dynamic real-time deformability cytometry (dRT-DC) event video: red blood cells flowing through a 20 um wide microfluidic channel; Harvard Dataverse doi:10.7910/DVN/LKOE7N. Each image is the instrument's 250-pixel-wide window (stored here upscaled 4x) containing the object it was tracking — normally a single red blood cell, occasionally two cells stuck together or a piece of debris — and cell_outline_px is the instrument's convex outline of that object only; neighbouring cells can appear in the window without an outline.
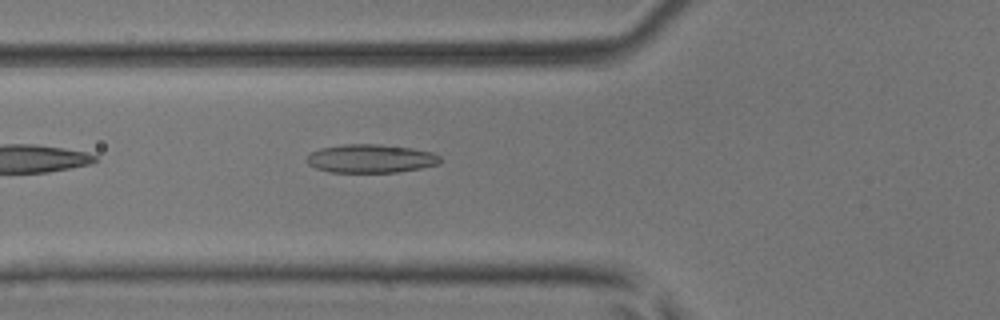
{"species": "common noctule bat (a hibernating species)", "species_latin": "Nyctalus noctula", "temperature_condition": "room temperature", "stored_images_in_passage": 36, "camera_frame_rate_fps": 3000, "um_per_image_px": 0.085, "animal": {"sex": "male", "body_mass_g": 17.9, "forearm_length_mm": 54.2}, "frame": {"image": 1, "passage_image": 4, "time_ms": 1.0, "image_size_px": [1000, 320], "cell_outline_px": [[440, 164], [420, 168], [396, 172], [328, 172], [316, 168], [308, 164], [304, 160], [312, 152], [320, 148], [340, 144], [380, 144], [412, 148], [432, 152], [440, 156]], "centroid_in_image_um": [31.49, 13.47], "position_along_channel_um": 94.3, "area_um2": 22.25}}
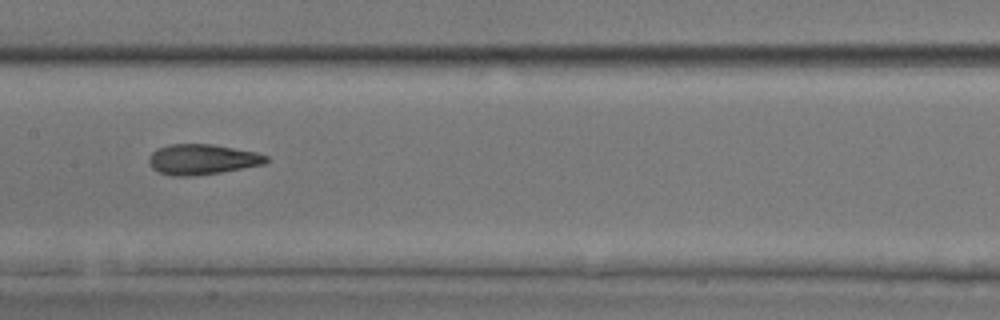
{"frame": {"image": 2, "passage_image": 11, "time_ms": 3.333, "image_size_px": [1000, 320], "cell_outline_px": [[268, 160], [264, 164], [220, 172], [192, 176], [172, 176], [160, 172], [152, 168], [148, 164], [148, 156], [156, 148], [168, 144], [212, 144], [256, 152], [268, 156]], "centroid_in_image_um": [17.14, 13.54], "position_along_channel_um": 190.3, "area_um2": 20.81}}
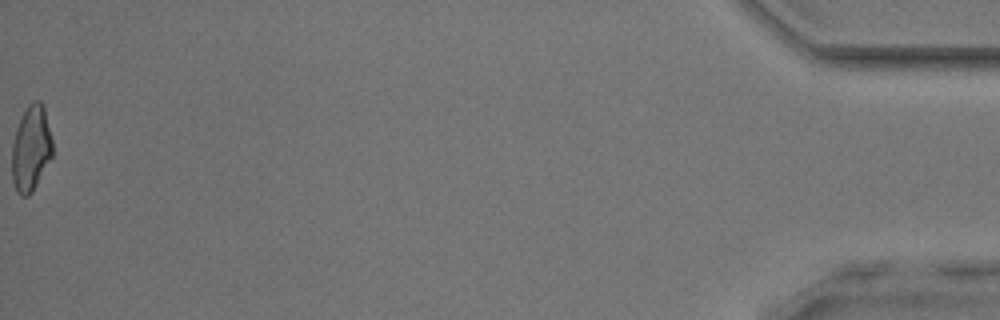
{"frame": {"image": 3, "passage_image": 36, "time_ms": 11.667, "image_size_px": [1000, 320], "cell_outline_px": [[52, 156], [32, 192], [28, 196], [20, 196], [16, 192], [12, 180], [12, 144], [16, 128], [28, 104], [32, 100], [40, 100], [44, 104], [52, 140]], "centroid_in_image_um": [2.63, 12.61], "position_along_channel_um": 432.6, "area_um2": 20.35}, "authors_computed_cell_mechanics": {"area_um2": 20.4323, "velocity_mm_per_s": 4.1074, "shape_relaxation_time_tau1_ms": 9.4118, "shape_relaxation_time_tau2_ms": 2.1851, "deformation_change_tau1": 0.2182, "deformation_change_tau2": 0.1088}}